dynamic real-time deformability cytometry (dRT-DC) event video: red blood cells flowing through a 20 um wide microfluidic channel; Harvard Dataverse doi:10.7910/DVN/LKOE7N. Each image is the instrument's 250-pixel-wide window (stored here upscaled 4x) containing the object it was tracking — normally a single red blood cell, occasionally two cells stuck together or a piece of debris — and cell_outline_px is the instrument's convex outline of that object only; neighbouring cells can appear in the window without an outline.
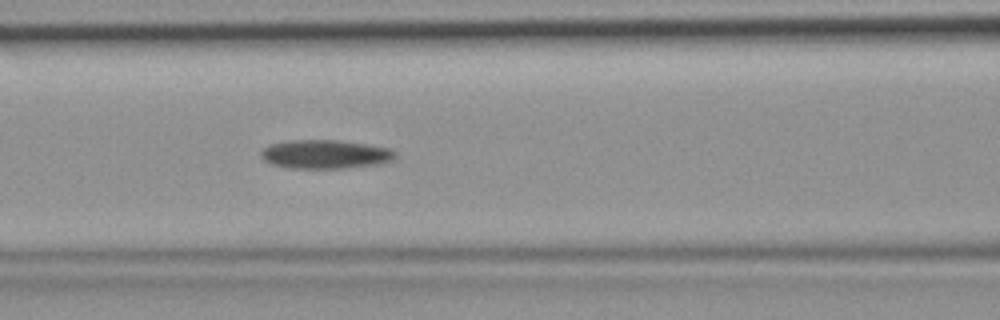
{"species": "common noctule bat (a hibernating species)", "species_latin": "Nyctalus noctula", "temperature_condition": "room temperature", "stored_images_in_passage": 31, "camera_frame_rate_fps": 3000, "um_per_image_px": 0.085, "animal": {"sex": "female", "body_mass_g": 19.9}, "frame": {"image": 1, "passage_image": 10, "time_ms": 3.0, "image_size_px": [1000, 320], "cell_outline_px": [[396, 156], [388, 160], [376, 164], [344, 168], [288, 168], [272, 164], [264, 160], [260, 156], [260, 152], [268, 144], [292, 140], [336, 140], [392, 148], [396, 152]], "centroid_in_image_um": [27.59, 13.1], "position_along_channel_um": 139.0, "area_um2": 22.37}}
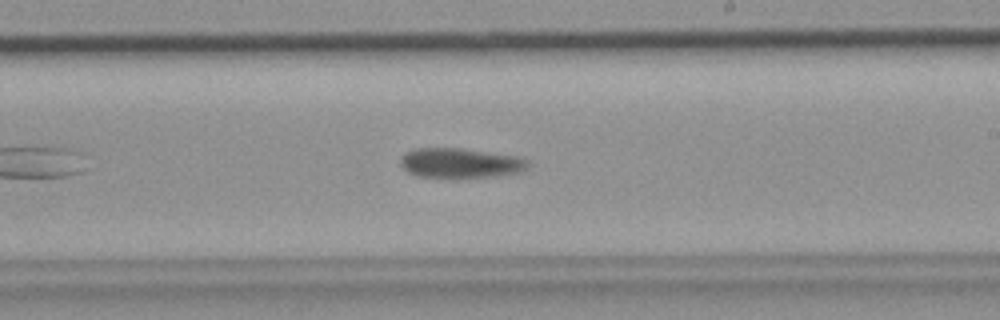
{"frame": {"image": 2, "passage_image": 18, "time_ms": 5.667, "image_size_px": [1000, 320], "cell_outline_px": [[528, 168], [524, 172], [496, 176], [460, 180], [452, 180], [416, 176], [408, 172], [400, 164], [400, 156], [404, 152], [416, 148], [460, 148], [524, 156], [528, 160]], "centroid_in_image_um": [39.16, 13.89], "position_along_channel_um": 249.8, "area_um2": 23.52}}